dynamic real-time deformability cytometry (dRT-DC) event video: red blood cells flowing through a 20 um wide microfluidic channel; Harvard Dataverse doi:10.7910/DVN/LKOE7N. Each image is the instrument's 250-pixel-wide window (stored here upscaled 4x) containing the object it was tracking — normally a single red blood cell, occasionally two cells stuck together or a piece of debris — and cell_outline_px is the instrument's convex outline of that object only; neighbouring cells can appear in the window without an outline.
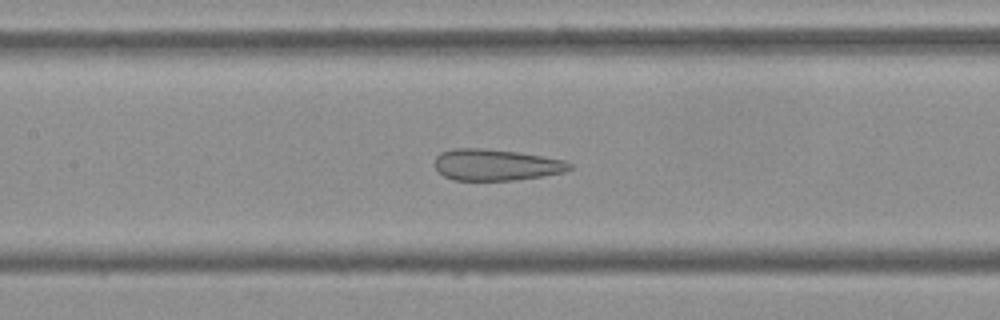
{"species": "Egyptian fruit bat (a non-hibernating species)", "species_latin": "Rousettus aegyptiacus", "temperature_condition": "cold", "stored_images_in_passage": 53, "camera_frame_rate_fps": 3000, "um_per_image_px": 0.085, "frame": {"image": 1, "passage_image": 24, "time_ms": 7.667, "image_size_px": [1000, 320], "cell_outline_px": [[572, 168], [564, 172], [516, 180], [452, 180], [444, 176], [432, 164], [436, 156], [440, 152], [452, 148], [484, 148], [520, 152], [564, 160], [572, 164]], "centroid_in_image_um": [42.12, 14.0], "position_along_channel_um": 165.3, "area_um2": 24.85}}
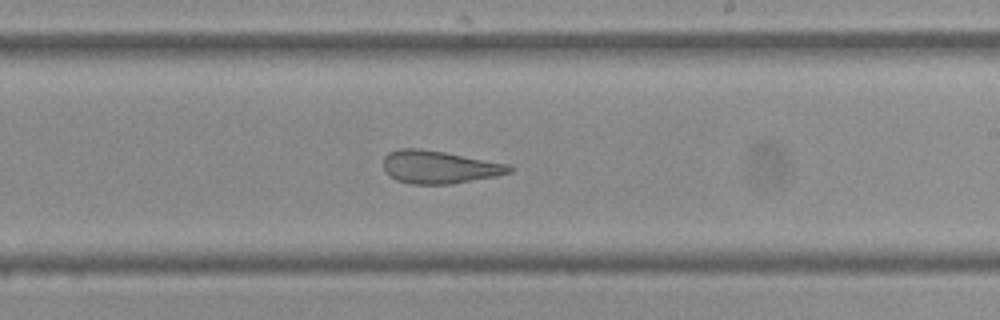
{"frame": {"image": 2, "passage_image": 31, "time_ms": 10.0, "image_size_px": [1000, 320], "cell_outline_px": [[512, 172], [496, 176], [452, 184], [412, 184], [396, 180], [384, 172], [384, 156], [388, 152], [400, 148], [420, 148], [444, 152], [512, 164]], "centroid_in_image_um": [37.34, 14.2], "position_along_channel_um": 251.7, "area_um2": 24.33}}
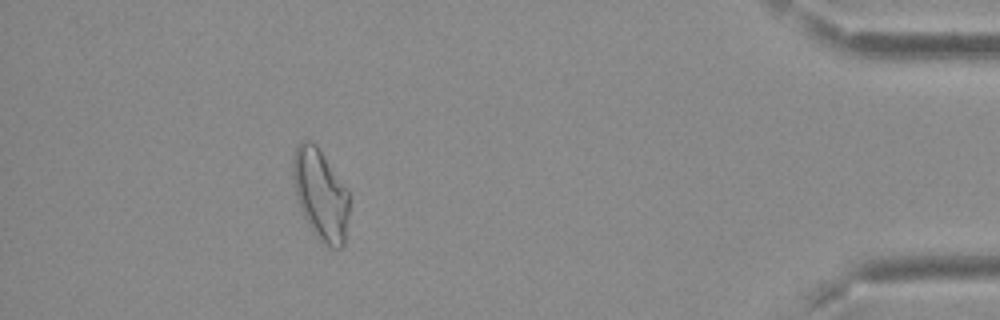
{"frame": {"image": 3, "passage_image": 48, "time_ms": 15.667, "image_size_px": [1000, 320], "cell_outline_px": [[348, 216], [344, 248], [332, 248], [324, 244], [316, 236], [308, 224], [300, 208], [296, 196], [292, 176], [292, 156], [296, 144], [300, 140], [312, 140], [316, 144], [348, 192]], "centroid_in_image_um": [27.21, 16.52], "position_along_channel_um": 408.0, "area_um2": 29.77}, "authors_computed_cell_mechanics": {"area_um2": 28.4954, "velocity_mm_per_s": 3.7126, "shape_relaxation_time_tau1_ms": null, "shape_relaxation_time_tau2_ms": 1.2683, "deformation_change_tau1": null, "deformation_change_tau2": 0.0967}}